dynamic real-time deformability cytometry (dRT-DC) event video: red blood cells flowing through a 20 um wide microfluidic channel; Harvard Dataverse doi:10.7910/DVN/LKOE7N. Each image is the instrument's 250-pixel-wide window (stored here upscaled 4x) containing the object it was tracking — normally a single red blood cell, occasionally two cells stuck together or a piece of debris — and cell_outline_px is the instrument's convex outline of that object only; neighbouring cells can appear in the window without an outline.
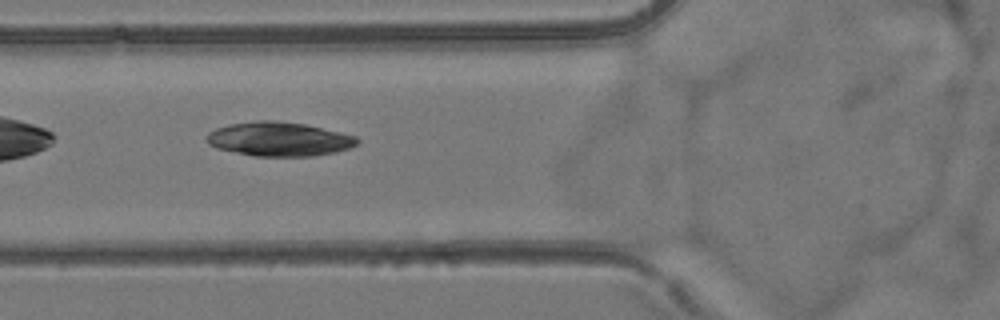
{"species": "common noctule bat (a hibernating species)", "species_latin": "Nyctalus noctula", "temperature_condition": "room temperature", "stored_images_in_passage": 6, "camera_frame_rate_fps": 3000, "um_per_image_px": 0.085, "animal": {"sex": "female", "body_mass_g": 24.6, "forearm_length_mm": 56.2}, "frame": {"image": 1, "passage_image": 4, "time_ms": 3.333, "image_size_px": [1000, 320], "cell_outline_px": [[360, 140], [356, 144], [348, 148], [336, 152], [312, 156], [252, 156], [216, 148], [208, 144], [208, 132], [216, 128], [228, 124], [256, 120], [276, 120], [304, 124], [340, 132], [356, 136]], "centroid_in_image_um": [23.7, 11.82], "position_along_channel_um": 102.1, "area_um2": 29.94}}
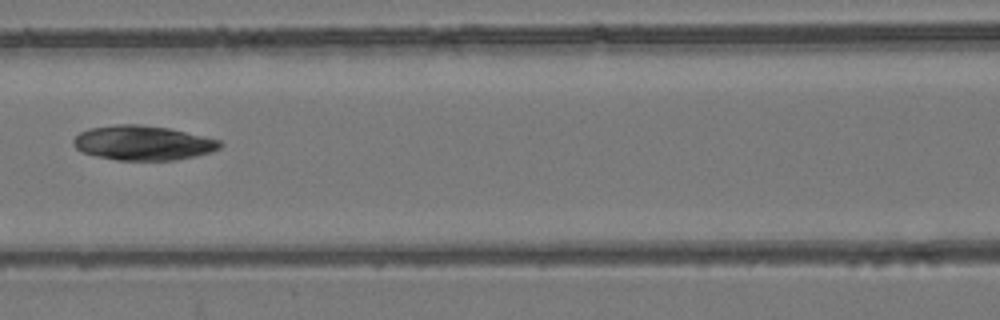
{"frame": {"image": 2, "passage_image": 5, "time_ms": 4.667, "image_size_px": [1000, 320], "cell_outline_px": [[224, 144], [220, 148], [212, 152], [196, 156], [176, 160], [116, 160], [96, 156], [84, 152], [76, 148], [72, 144], [72, 140], [80, 132], [88, 128], [116, 124], [140, 124], [168, 128], [220, 140]], "centroid_in_image_um": [12.15, 12.15], "position_along_channel_um": 154.4, "area_um2": 29.65}}
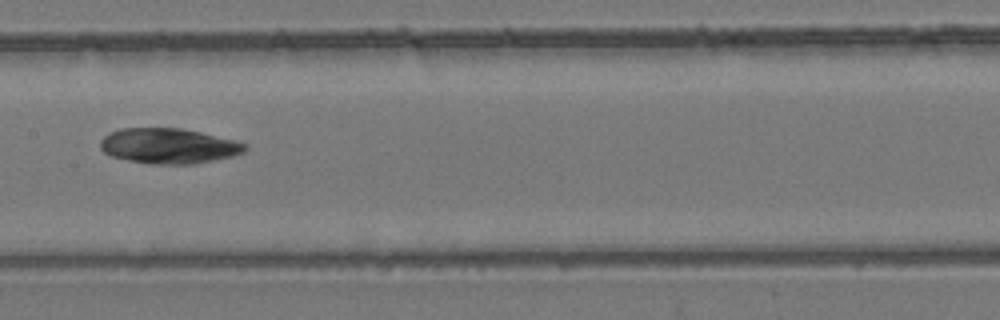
{"frame": {"image": 3, "passage_image": 6, "time_ms": 5.667, "image_size_px": [1000, 320], "cell_outline_px": [[248, 148], [244, 152], [232, 156], [192, 164], [152, 164], [128, 160], [112, 156], [104, 152], [100, 148], [100, 140], [108, 132], [120, 128], [180, 128], [200, 132], [236, 140], [248, 144]], "centroid_in_image_um": [14.33, 12.39], "position_along_channel_um": 193.1, "area_um2": 29.82}}